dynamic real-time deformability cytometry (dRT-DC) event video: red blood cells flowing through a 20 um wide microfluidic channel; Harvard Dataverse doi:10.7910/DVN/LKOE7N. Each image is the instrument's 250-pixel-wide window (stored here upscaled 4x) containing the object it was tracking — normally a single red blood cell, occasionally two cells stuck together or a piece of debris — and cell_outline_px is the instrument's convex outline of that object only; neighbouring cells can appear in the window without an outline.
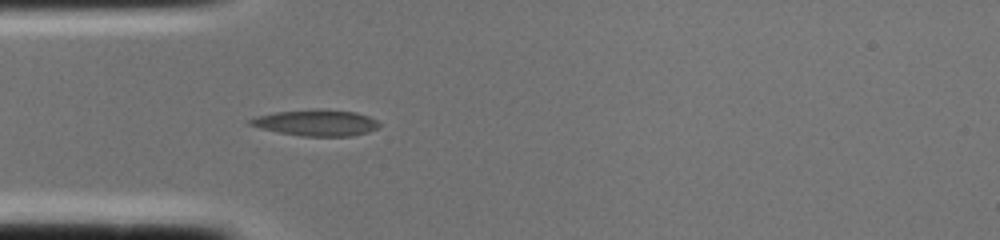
{"species": "common noctule bat (a hibernating species)", "species_latin": "Nyctalus noctula", "temperature_condition": "cold", "stored_images_in_passage": 3, "camera_frame_rate_fps": 3000, "um_per_image_px": 0.085, "animal": {"sex": "female", "body_mass_g": 22.0, "forearm_length_mm": 56.7}, "frame": {"image": 1, "passage_image": 2, "time_ms": 0.333, "image_size_px": [1000, 240], "cell_outline_px": [[380, 124], [376, 128], [368, 132], [352, 136], [300, 136], [260, 128], [248, 124], [248, 120], [256, 116], [276, 112], [316, 108], [356, 112], [368, 116], [376, 120]], "centroid_in_image_um": [26.87, 10.43], "position_along_channel_um": 58.1, "area_um2": 19.71}}